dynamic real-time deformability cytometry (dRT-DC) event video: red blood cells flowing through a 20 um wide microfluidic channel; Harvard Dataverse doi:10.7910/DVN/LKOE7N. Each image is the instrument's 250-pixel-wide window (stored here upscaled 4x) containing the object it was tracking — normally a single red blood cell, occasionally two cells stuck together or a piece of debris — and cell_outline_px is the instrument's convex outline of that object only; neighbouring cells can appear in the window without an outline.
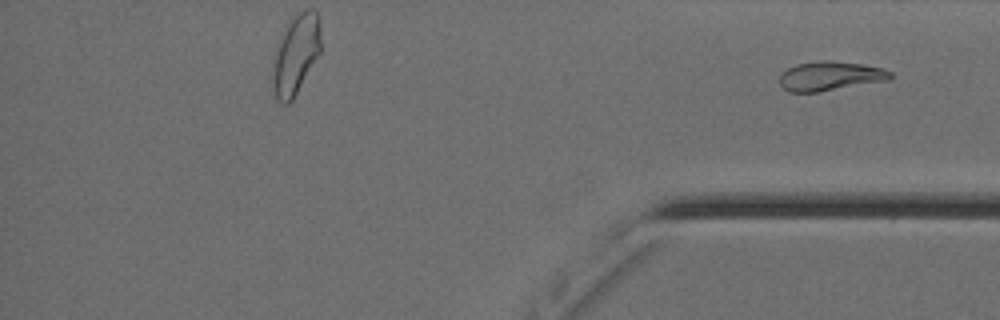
{"species": "Egyptian fruit bat (a non-hibernating species)", "species_latin": "Rousettus aegyptiacus", "temperature_condition": "cold", "stored_images_in_passage": 32, "segment_of_instrument_passage": [2, 2], "camera_frame_rate_fps": 3000, "um_per_image_px": 0.085, "animal": {"sex": "female"}, "frame": {"image": 1, "passage_image": 32, "time_ms": 10.333, "image_size_px": [1000, 320], "cell_outline_px": [[892, 80], [816, 92], [788, 92], [780, 84], [780, 76], [788, 68], [796, 64], [820, 60], [828, 60], [860, 64], [880, 68], [892, 72]], "centroid_in_image_um": [70.58, 6.47], "position_along_channel_um": 364.6, "area_um2": 18.79}}